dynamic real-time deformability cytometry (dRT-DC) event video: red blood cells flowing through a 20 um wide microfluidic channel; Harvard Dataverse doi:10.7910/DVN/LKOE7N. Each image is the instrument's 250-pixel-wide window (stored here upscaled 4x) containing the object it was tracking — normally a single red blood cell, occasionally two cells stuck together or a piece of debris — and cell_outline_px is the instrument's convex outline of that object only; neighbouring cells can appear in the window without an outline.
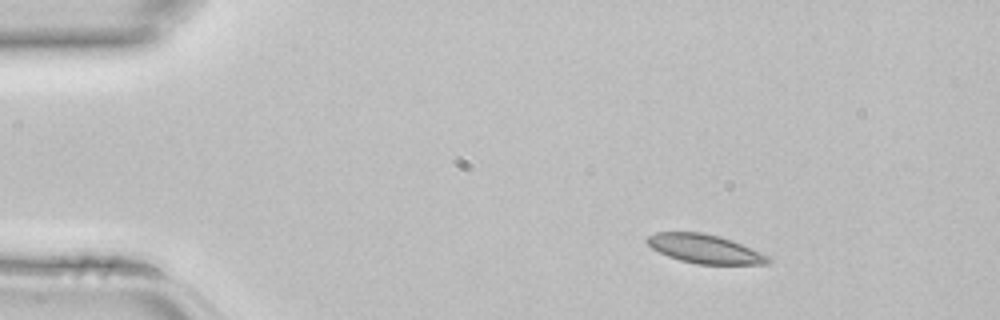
{"species": "common noctule bat (a hibernating species)", "species_latin": "Nyctalus noctula", "temperature_condition": "room temperature", "stored_images_in_passage": 39, "camera_frame_rate_fps": 3000, "um_per_image_px": 0.085, "animal": {"sex": "female", "body_mass_g": 22.7, "forearm_length_mm": 54.2}, "frame": {"image": 1, "passage_image": 1, "time_ms": 0.0, "image_size_px": [1000, 320], "cell_outline_px": [[772, 260], [768, 264], [696, 264], [680, 260], [668, 256], [652, 248], [644, 240], [648, 236], [656, 232], [704, 232], [720, 236], [732, 240], [772, 256]], "centroid_in_image_um": [59.95, 21.15], "position_along_channel_um": 25.0, "area_um2": 20.58}}
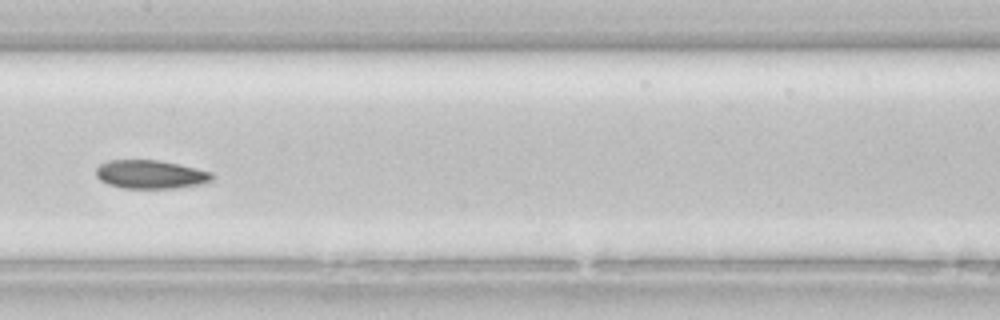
{"frame": {"image": 2, "passage_image": 17, "time_ms": 5.333, "image_size_px": [1000, 320], "cell_outline_px": [[216, 176], [212, 180], [204, 184], [176, 188], [124, 188], [108, 184], [100, 180], [96, 176], [96, 168], [100, 164], [108, 160], [156, 160], [196, 168], [212, 172]], "centroid_in_image_um": [12.82, 14.83], "position_along_channel_um": 194.6, "area_um2": 19.36}}
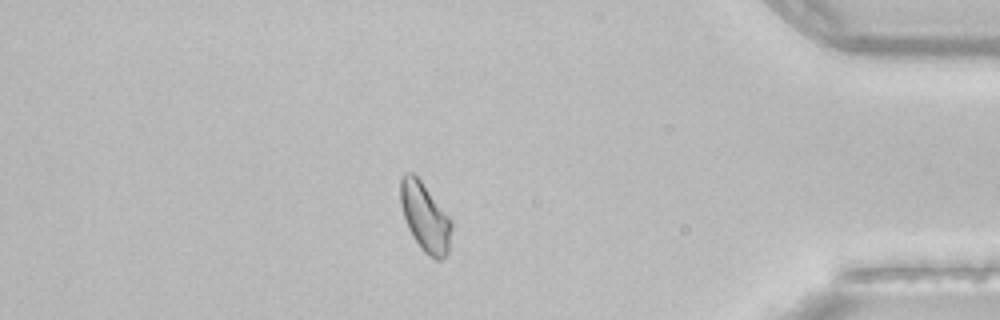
{"frame": {"image": 3, "passage_image": 33, "time_ms": 10.667, "image_size_px": [1000, 320], "cell_outline_px": [[452, 228], [448, 252], [440, 260], [436, 260], [428, 256], [424, 252], [412, 236], [408, 228], [400, 204], [400, 180], [404, 172], [412, 172], [420, 180], [452, 220]], "centroid_in_image_um": [36.12, 18.46], "position_along_channel_um": 399.1, "area_um2": 20.4}}